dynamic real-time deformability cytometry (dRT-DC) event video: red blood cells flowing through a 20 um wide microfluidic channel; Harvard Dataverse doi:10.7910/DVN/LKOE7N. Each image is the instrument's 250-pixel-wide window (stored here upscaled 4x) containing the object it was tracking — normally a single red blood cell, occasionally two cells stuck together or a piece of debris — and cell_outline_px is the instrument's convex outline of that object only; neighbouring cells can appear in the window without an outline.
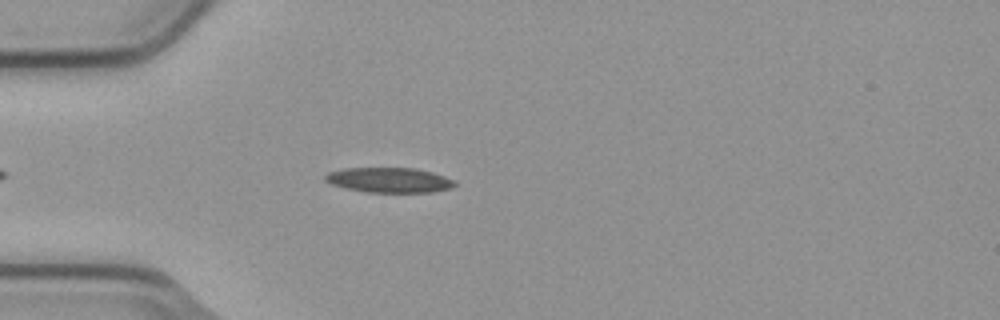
{"species": "common noctule bat (a hibernating species)", "species_latin": "Nyctalus noctula", "temperature_condition": "cold", "stored_images_in_passage": 5, "camera_frame_rate_fps": 3000, "um_per_image_px": 0.085, "animal": {"sex": "male", "body_mass_g": 23.1, "forearm_length_mm": 52.7}, "frame": {"image": 1, "passage_image": 5, "time_ms": 1.333, "image_size_px": [1000, 320], "cell_outline_px": [[456, 184], [452, 188], [432, 192], [368, 192], [344, 188], [332, 184], [324, 180], [324, 176], [328, 172], [344, 168], [412, 168], [432, 172], [456, 180]], "centroid_in_image_um": [33.09, 15.3], "position_along_channel_um": 51.9, "area_um2": 18.9}}